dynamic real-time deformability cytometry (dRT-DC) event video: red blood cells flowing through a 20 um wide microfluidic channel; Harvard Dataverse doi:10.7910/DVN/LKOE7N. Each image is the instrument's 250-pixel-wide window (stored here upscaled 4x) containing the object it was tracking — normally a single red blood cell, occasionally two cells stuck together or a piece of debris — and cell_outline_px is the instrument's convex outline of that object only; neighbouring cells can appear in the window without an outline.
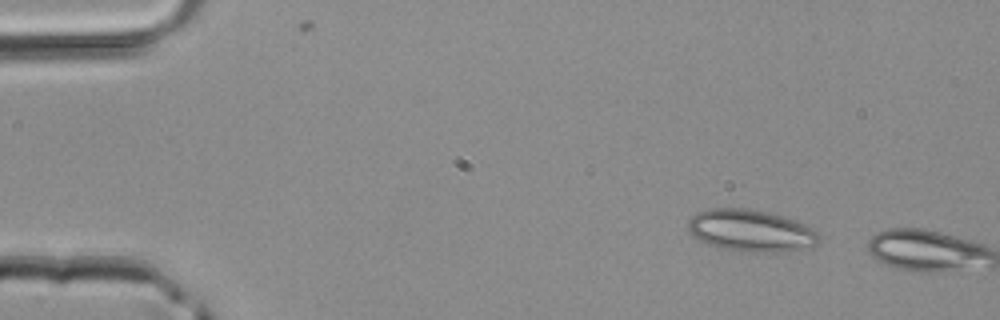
{"species": "common noctule bat (a hibernating species)", "species_latin": "Nyctalus noctula", "temperature_condition": "room temperature", "stored_images_in_passage": 2, "camera_frame_rate_fps": 3000, "um_per_image_px": 0.085, "animal": {"sex": "male", "body_mass_g": 20.4}, "frame": {"image": 1, "passage_image": 1, "time_ms": 0.0, "image_size_px": [1000, 320], "cell_outline_px": [[820, 240], [816, 244], [776, 252], [740, 252], [720, 248], [708, 244], [692, 236], [688, 232], [688, 220], [696, 212], [708, 208], [748, 208], [768, 212], [804, 224], [816, 232], [820, 236]], "centroid_in_image_um": [63.72, 19.59], "position_along_channel_um": 21.3, "area_um2": 31.79}}